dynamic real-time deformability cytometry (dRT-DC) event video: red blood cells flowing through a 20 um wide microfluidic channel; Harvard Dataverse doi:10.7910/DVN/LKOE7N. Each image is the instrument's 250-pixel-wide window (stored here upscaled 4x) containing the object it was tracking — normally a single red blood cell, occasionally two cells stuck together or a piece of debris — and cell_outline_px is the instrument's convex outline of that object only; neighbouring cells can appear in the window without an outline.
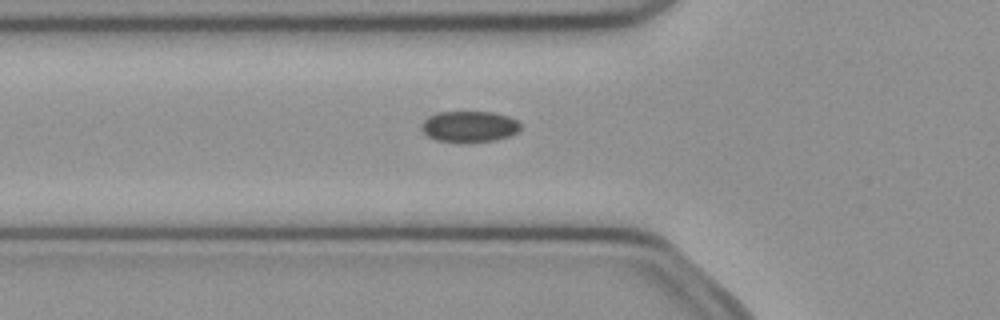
{"species": "common noctule bat (a hibernating species)", "species_latin": "Nyctalus noctula", "temperature_condition": "cold", "stored_images_in_passage": 49, "camera_frame_rate_fps": 3000, "um_per_image_px": 0.085, "animal": {"sex": "female", "body_mass_g": 21.9}, "frame": {"image": 1, "passage_image": 16, "time_ms": 5.0, "image_size_px": [1000, 320], "cell_outline_px": [[520, 128], [516, 132], [508, 136], [492, 140], [436, 140], [428, 136], [420, 128], [420, 124], [428, 116], [436, 112], [492, 112], [508, 116], [516, 120], [520, 124]], "centroid_in_image_um": [39.85, 10.71], "position_along_channel_um": 85.9, "area_um2": 17.34}}
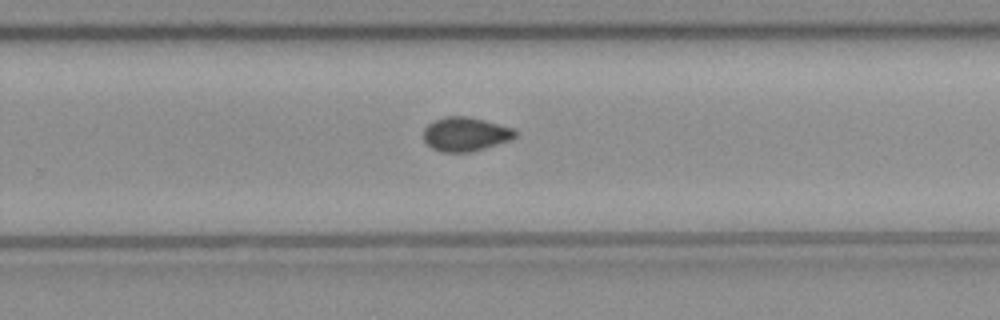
{"frame": {"image": 2, "passage_image": 31, "time_ms": 10.0, "image_size_px": [1000, 320], "cell_outline_px": [[516, 136], [512, 140], [472, 152], [444, 152], [432, 148], [424, 140], [424, 128], [428, 124], [444, 116], [468, 116], [484, 120], [512, 128], [516, 132]], "centroid_in_image_um": [39.57, 11.41], "position_along_channel_um": 290.2, "area_um2": 18.15}}
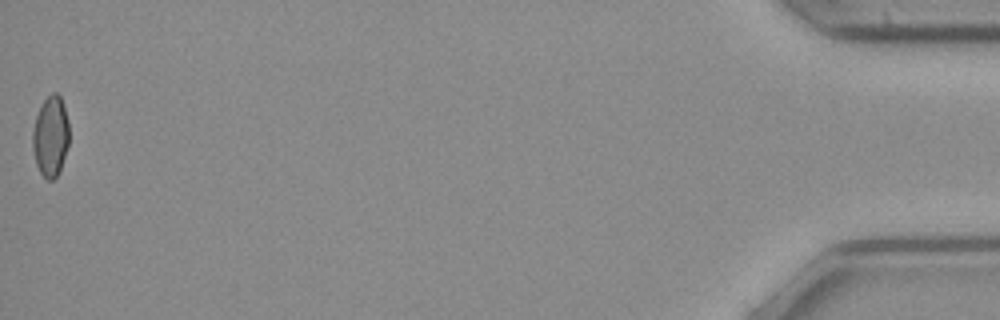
{"frame": {"image": 3, "passage_image": 49, "time_ms": 16.0, "image_size_px": [1000, 320], "cell_outline_px": [[68, 144], [60, 172], [52, 180], [48, 180], [40, 172], [36, 164], [32, 148], [32, 132], [36, 116], [44, 100], [52, 92], [56, 92], [60, 96], [68, 120]], "centroid_in_image_um": [4.29, 11.6], "position_along_channel_um": 430.9, "area_um2": 17.05}, "authors_computed_cell_mechanics": {"area_um2": 18.0914, "velocity_mm_per_s": 4.0714, "shape_relaxation_time_tau1_ms": null, "shape_relaxation_time_tau2_ms": 3.6223, "deformation_change_tau1": null, "deformation_change_tau2": 0.0616}}